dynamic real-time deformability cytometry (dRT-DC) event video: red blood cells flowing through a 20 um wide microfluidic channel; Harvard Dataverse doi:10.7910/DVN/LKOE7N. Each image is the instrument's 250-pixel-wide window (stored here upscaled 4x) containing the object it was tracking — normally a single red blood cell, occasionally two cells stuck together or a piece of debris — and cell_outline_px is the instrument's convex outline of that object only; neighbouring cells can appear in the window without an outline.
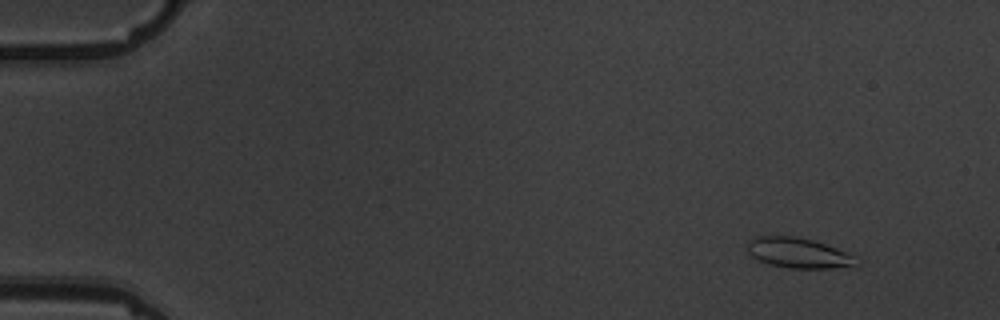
{"species": "common noctule bat (a hibernating species)", "species_latin": "Nyctalus noctula", "temperature_condition": "warm", "stored_images_in_passage": 8, "camera_frame_rate_fps": 3000, "um_per_image_px": 0.085, "animal": {"sex": "male", "body_mass_g": 19.5, "forearm_length_mm": 54.6}, "frame": {"image": 1, "passage_image": 2, "time_ms": 1.0, "image_size_px": [1000, 320], "cell_outline_px": [[856, 264], [828, 268], [788, 268], [756, 260], [748, 252], [748, 244], [756, 236], [792, 236], [812, 240], [836, 248], [852, 256]], "centroid_in_image_um": [67.77, 21.49], "position_along_channel_um": 17.2, "area_um2": 18.5}}
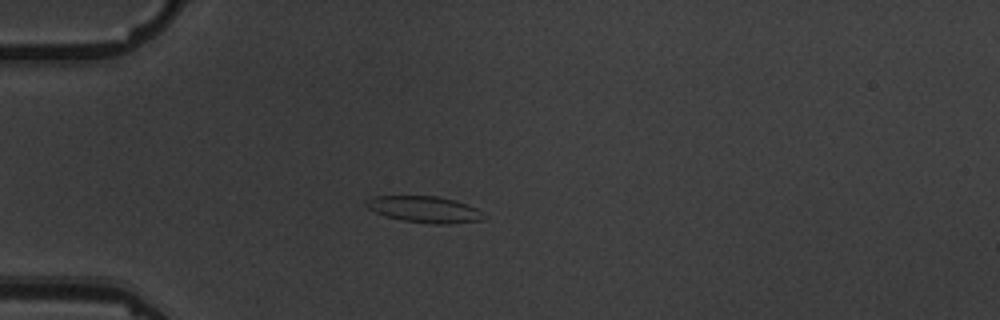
{"frame": {"image": 2, "passage_image": 5, "time_ms": 4.667, "image_size_px": [1000, 320], "cell_outline_px": [[480, 220], [448, 224], [432, 224], [404, 220], [384, 216], [368, 208], [364, 204], [364, 200], [372, 196], [436, 196], [456, 200], [476, 208], [480, 212]], "centroid_in_image_um": [35.98, 17.78], "position_along_channel_um": 49.0, "area_um2": 17.86}}
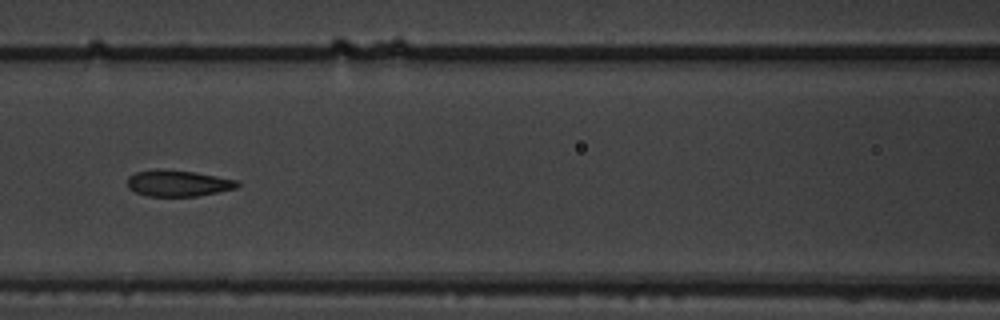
{"frame": {"image": 3, "passage_image": 8, "time_ms": 8.0, "image_size_px": [1000, 320], "cell_outline_px": [[240, 184], [236, 188], [196, 196], [148, 196], [136, 192], [128, 188], [128, 176], [136, 172], [160, 168], [196, 172], [240, 180]], "centroid_in_image_um": [15.15, 15.56], "position_along_channel_um": 151.5, "area_um2": 16.94}}